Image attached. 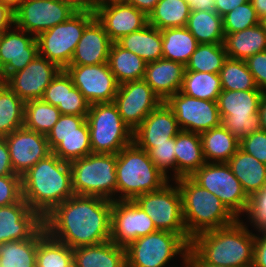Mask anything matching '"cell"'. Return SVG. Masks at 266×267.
Wrapping results in <instances>:
<instances>
[{"label":"cell","instance_id":"cell-26","mask_svg":"<svg viewBox=\"0 0 266 267\" xmlns=\"http://www.w3.org/2000/svg\"><path fill=\"white\" fill-rule=\"evenodd\" d=\"M72 251L74 267H127L126 248L111 240Z\"/></svg>","mask_w":266,"mask_h":267},{"label":"cell","instance_id":"cell-63","mask_svg":"<svg viewBox=\"0 0 266 267\" xmlns=\"http://www.w3.org/2000/svg\"><path fill=\"white\" fill-rule=\"evenodd\" d=\"M24 0H0V3L8 6L12 11H16Z\"/></svg>","mask_w":266,"mask_h":267},{"label":"cell","instance_id":"cell-52","mask_svg":"<svg viewBox=\"0 0 266 267\" xmlns=\"http://www.w3.org/2000/svg\"><path fill=\"white\" fill-rule=\"evenodd\" d=\"M245 62L257 87L266 92V50L248 57Z\"/></svg>","mask_w":266,"mask_h":267},{"label":"cell","instance_id":"cell-37","mask_svg":"<svg viewBox=\"0 0 266 267\" xmlns=\"http://www.w3.org/2000/svg\"><path fill=\"white\" fill-rule=\"evenodd\" d=\"M36 267H74L72 248L51 238L44 226L38 231Z\"/></svg>","mask_w":266,"mask_h":267},{"label":"cell","instance_id":"cell-53","mask_svg":"<svg viewBox=\"0 0 266 267\" xmlns=\"http://www.w3.org/2000/svg\"><path fill=\"white\" fill-rule=\"evenodd\" d=\"M258 230L259 236L255 234L254 255L252 267H266V232L262 228Z\"/></svg>","mask_w":266,"mask_h":267},{"label":"cell","instance_id":"cell-36","mask_svg":"<svg viewBox=\"0 0 266 267\" xmlns=\"http://www.w3.org/2000/svg\"><path fill=\"white\" fill-rule=\"evenodd\" d=\"M49 148L59 159L71 162L92 153L90 133L47 134Z\"/></svg>","mask_w":266,"mask_h":267},{"label":"cell","instance_id":"cell-21","mask_svg":"<svg viewBox=\"0 0 266 267\" xmlns=\"http://www.w3.org/2000/svg\"><path fill=\"white\" fill-rule=\"evenodd\" d=\"M94 13L112 43L148 24V16L126 2H112L97 6Z\"/></svg>","mask_w":266,"mask_h":267},{"label":"cell","instance_id":"cell-30","mask_svg":"<svg viewBox=\"0 0 266 267\" xmlns=\"http://www.w3.org/2000/svg\"><path fill=\"white\" fill-rule=\"evenodd\" d=\"M127 51H131L146 63L159 60L163 56L161 30L147 24L142 29L125 35L116 42Z\"/></svg>","mask_w":266,"mask_h":267},{"label":"cell","instance_id":"cell-54","mask_svg":"<svg viewBox=\"0 0 266 267\" xmlns=\"http://www.w3.org/2000/svg\"><path fill=\"white\" fill-rule=\"evenodd\" d=\"M6 175L18 174L13 171L7 142L4 137H0V176Z\"/></svg>","mask_w":266,"mask_h":267},{"label":"cell","instance_id":"cell-42","mask_svg":"<svg viewBox=\"0 0 266 267\" xmlns=\"http://www.w3.org/2000/svg\"><path fill=\"white\" fill-rule=\"evenodd\" d=\"M227 58L223 43L199 44L185 65V71L219 74Z\"/></svg>","mask_w":266,"mask_h":267},{"label":"cell","instance_id":"cell-25","mask_svg":"<svg viewBox=\"0 0 266 267\" xmlns=\"http://www.w3.org/2000/svg\"><path fill=\"white\" fill-rule=\"evenodd\" d=\"M185 70L186 67L182 63L160 58L146 63L143 80L165 102L181 90Z\"/></svg>","mask_w":266,"mask_h":267},{"label":"cell","instance_id":"cell-58","mask_svg":"<svg viewBox=\"0 0 266 267\" xmlns=\"http://www.w3.org/2000/svg\"><path fill=\"white\" fill-rule=\"evenodd\" d=\"M71 3L77 10L95 11L98 6V0H64Z\"/></svg>","mask_w":266,"mask_h":267},{"label":"cell","instance_id":"cell-33","mask_svg":"<svg viewBox=\"0 0 266 267\" xmlns=\"http://www.w3.org/2000/svg\"><path fill=\"white\" fill-rule=\"evenodd\" d=\"M108 65L119 84L141 80L145 75L146 62L117 43L110 46Z\"/></svg>","mask_w":266,"mask_h":267},{"label":"cell","instance_id":"cell-48","mask_svg":"<svg viewBox=\"0 0 266 267\" xmlns=\"http://www.w3.org/2000/svg\"><path fill=\"white\" fill-rule=\"evenodd\" d=\"M246 213L253 227L262 228L266 232V188L250 197Z\"/></svg>","mask_w":266,"mask_h":267},{"label":"cell","instance_id":"cell-35","mask_svg":"<svg viewBox=\"0 0 266 267\" xmlns=\"http://www.w3.org/2000/svg\"><path fill=\"white\" fill-rule=\"evenodd\" d=\"M190 12L187 0H159L148 15V24L159 30L185 27Z\"/></svg>","mask_w":266,"mask_h":267},{"label":"cell","instance_id":"cell-47","mask_svg":"<svg viewBox=\"0 0 266 267\" xmlns=\"http://www.w3.org/2000/svg\"><path fill=\"white\" fill-rule=\"evenodd\" d=\"M21 198V176H0V206H8L17 203Z\"/></svg>","mask_w":266,"mask_h":267},{"label":"cell","instance_id":"cell-50","mask_svg":"<svg viewBox=\"0 0 266 267\" xmlns=\"http://www.w3.org/2000/svg\"><path fill=\"white\" fill-rule=\"evenodd\" d=\"M239 148L266 164V132L259 130L240 140Z\"/></svg>","mask_w":266,"mask_h":267},{"label":"cell","instance_id":"cell-43","mask_svg":"<svg viewBox=\"0 0 266 267\" xmlns=\"http://www.w3.org/2000/svg\"><path fill=\"white\" fill-rule=\"evenodd\" d=\"M219 75L222 90H261L257 87L245 60L227 58Z\"/></svg>","mask_w":266,"mask_h":267},{"label":"cell","instance_id":"cell-59","mask_svg":"<svg viewBox=\"0 0 266 267\" xmlns=\"http://www.w3.org/2000/svg\"><path fill=\"white\" fill-rule=\"evenodd\" d=\"M190 4L191 10L197 11H206V10H214L215 3L214 0H187Z\"/></svg>","mask_w":266,"mask_h":267},{"label":"cell","instance_id":"cell-22","mask_svg":"<svg viewBox=\"0 0 266 267\" xmlns=\"http://www.w3.org/2000/svg\"><path fill=\"white\" fill-rule=\"evenodd\" d=\"M180 131L176 116L163 101L133 131V142L148 152L155 144L169 143Z\"/></svg>","mask_w":266,"mask_h":267},{"label":"cell","instance_id":"cell-11","mask_svg":"<svg viewBox=\"0 0 266 267\" xmlns=\"http://www.w3.org/2000/svg\"><path fill=\"white\" fill-rule=\"evenodd\" d=\"M176 186L166 183L161 189L139 195L133 201L152 219L157 230L181 235L189 244L182 214V197Z\"/></svg>","mask_w":266,"mask_h":267},{"label":"cell","instance_id":"cell-56","mask_svg":"<svg viewBox=\"0 0 266 267\" xmlns=\"http://www.w3.org/2000/svg\"><path fill=\"white\" fill-rule=\"evenodd\" d=\"M248 0H214V10L223 17L227 13L231 12L238 5L246 3Z\"/></svg>","mask_w":266,"mask_h":267},{"label":"cell","instance_id":"cell-9","mask_svg":"<svg viewBox=\"0 0 266 267\" xmlns=\"http://www.w3.org/2000/svg\"><path fill=\"white\" fill-rule=\"evenodd\" d=\"M263 90H222L217 99L221 124L239 141L261 130L259 102Z\"/></svg>","mask_w":266,"mask_h":267},{"label":"cell","instance_id":"cell-23","mask_svg":"<svg viewBox=\"0 0 266 267\" xmlns=\"http://www.w3.org/2000/svg\"><path fill=\"white\" fill-rule=\"evenodd\" d=\"M43 226V218L23 198L17 203L0 206V245L30 239Z\"/></svg>","mask_w":266,"mask_h":267},{"label":"cell","instance_id":"cell-16","mask_svg":"<svg viewBox=\"0 0 266 267\" xmlns=\"http://www.w3.org/2000/svg\"><path fill=\"white\" fill-rule=\"evenodd\" d=\"M162 102L143 79L119 84L113 101L122 120L132 131Z\"/></svg>","mask_w":266,"mask_h":267},{"label":"cell","instance_id":"cell-1","mask_svg":"<svg viewBox=\"0 0 266 267\" xmlns=\"http://www.w3.org/2000/svg\"><path fill=\"white\" fill-rule=\"evenodd\" d=\"M111 200L73 195L43 218L46 233L74 249L111 238Z\"/></svg>","mask_w":266,"mask_h":267},{"label":"cell","instance_id":"cell-3","mask_svg":"<svg viewBox=\"0 0 266 267\" xmlns=\"http://www.w3.org/2000/svg\"><path fill=\"white\" fill-rule=\"evenodd\" d=\"M255 234L240 219L234 223L197 234L190 247L208 264L252 267Z\"/></svg>","mask_w":266,"mask_h":267},{"label":"cell","instance_id":"cell-38","mask_svg":"<svg viewBox=\"0 0 266 267\" xmlns=\"http://www.w3.org/2000/svg\"><path fill=\"white\" fill-rule=\"evenodd\" d=\"M25 102L0 82V137L24 126Z\"/></svg>","mask_w":266,"mask_h":267},{"label":"cell","instance_id":"cell-20","mask_svg":"<svg viewBox=\"0 0 266 267\" xmlns=\"http://www.w3.org/2000/svg\"><path fill=\"white\" fill-rule=\"evenodd\" d=\"M4 138L9 148L13 171L20 176L52 153L45 135L24 126Z\"/></svg>","mask_w":266,"mask_h":267},{"label":"cell","instance_id":"cell-39","mask_svg":"<svg viewBox=\"0 0 266 267\" xmlns=\"http://www.w3.org/2000/svg\"><path fill=\"white\" fill-rule=\"evenodd\" d=\"M38 232L30 239L0 245V267H36Z\"/></svg>","mask_w":266,"mask_h":267},{"label":"cell","instance_id":"cell-10","mask_svg":"<svg viewBox=\"0 0 266 267\" xmlns=\"http://www.w3.org/2000/svg\"><path fill=\"white\" fill-rule=\"evenodd\" d=\"M190 244L179 234L157 230L126 247L127 267H166L177 254H187Z\"/></svg>","mask_w":266,"mask_h":267},{"label":"cell","instance_id":"cell-62","mask_svg":"<svg viewBox=\"0 0 266 267\" xmlns=\"http://www.w3.org/2000/svg\"><path fill=\"white\" fill-rule=\"evenodd\" d=\"M259 18L266 15V0H250Z\"/></svg>","mask_w":266,"mask_h":267},{"label":"cell","instance_id":"cell-12","mask_svg":"<svg viewBox=\"0 0 266 267\" xmlns=\"http://www.w3.org/2000/svg\"><path fill=\"white\" fill-rule=\"evenodd\" d=\"M191 178L216 195L237 219L247 212L250 197L227 163L206 162Z\"/></svg>","mask_w":266,"mask_h":267},{"label":"cell","instance_id":"cell-41","mask_svg":"<svg viewBox=\"0 0 266 267\" xmlns=\"http://www.w3.org/2000/svg\"><path fill=\"white\" fill-rule=\"evenodd\" d=\"M61 116L60 110L42 99L25 102L24 127L47 136Z\"/></svg>","mask_w":266,"mask_h":267},{"label":"cell","instance_id":"cell-61","mask_svg":"<svg viewBox=\"0 0 266 267\" xmlns=\"http://www.w3.org/2000/svg\"><path fill=\"white\" fill-rule=\"evenodd\" d=\"M259 117L261 130L266 132V92L263 93L259 102Z\"/></svg>","mask_w":266,"mask_h":267},{"label":"cell","instance_id":"cell-32","mask_svg":"<svg viewBox=\"0 0 266 267\" xmlns=\"http://www.w3.org/2000/svg\"><path fill=\"white\" fill-rule=\"evenodd\" d=\"M186 28L199 44L224 42L223 17L215 10H191Z\"/></svg>","mask_w":266,"mask_h":267},{"label":"cell","instance_id":"cell-18","mask_svg":"<svg viewBox=\"0 0 266 267\" xmlns=\"http://www.w3.org/2000/svg\"><path fill=\"white\" fill-rule=\"evenodd\" d=\"M38 54V42L34 35L15 25L4 31L0 34V82L22 70Z\"/></svg>","mask_w":266,"mask_h":267},{"label":"cell","instance_id":"cell-8","mask_svg":"<svg viewBox=\"0 0 266 267\" xmlns=\"http://www.w3.org/2000/svg\"><path fill=\"white\" fill-rule=\"evenodd\" d=\"M95 18L90 10H78L67 21L40 33L36 39L39 55L65 70L85 27Z\"/></svg>","mask_w":266,"mask_h":267},{"label":"cell","instance_id":"cell-19","mask_svg":"<svg viewBox=\"0 0 266 267\" xmlns=\"http://www.w3.org/2000/svg\"><path fill=\"white\" fill-rule=\"evenodd\" d=\"M61 70L38 54L22 70L10 75L4 83L24 102L41 99L46 87Z\"/></svg>","mask_w":266,"mask_h":267},{"label":"cell","instance_id":"cell-2","mask_svg":"<svg viewBox=\"0 0 266 267\" xmlns=\"http://www.w3.org/2000/svg\"><path fill=\"white\" fill-rule=\"evenodd\" d=\"M22 198L42 218L74 195L69 162L51 153L21 176Z\"/></svg>","mask_w":266,"mask_h":267},{"label":"cell","instance_id":"cell-28","mask_svg":"<svg viewBox=\"0 0 266 267\" xmlns=\"http://www.w3.org/2000/svg\"><path fill=\"white\" fill-rule=\"evenodd\" d=\"M175 157L176 179L191 177L206 163L200 134L181 130L175 137Z\"/></svg>","mask_w":266,"mask_h":267},{"label":"cell","instance_id":"cell-27","mask_svg":"<svg viewBox=\"0 0 266 267\" xmlns=\"http://www.w3.org/2000/svg\"><path fill=\"white\" fill-rule=\"evenodd\" d=\"M227 164L249 197L266 188V164L252 155L239 148Z\"/></svg>","mask_w":266,"mask_h":267},{"label":"cell","instance_id":"cell-17","mask_svg":"<svg viewBox=\"0 0 266 267\" xmlns=\"http://www.w3.org/2000/svg\"><path fill=\"white\" fill-rule=\"evenodd\" d=\"M157 231L152 219L132 200L112 202L111 238L119 246L127 247L139 237Z\"/></svg>","mask_w":266,"mask_h":267},{"label":"cell","instance_id":"cell-60","mask_svg":"<svg viewBox=\"0 0 266 267\" xmlns=\"http://www.w3.org/2000/svg\"><path fill=\"white\" fill-rule=\"evenodd\" d=\"M192 258V267H230L206 263L191 247L187 252Z\"/></svg>","mask_w":266,"mask_h":267},{"label":"cell","instance_id":"cell-4","mask_svg":"<svg viewBox=\"0 0 266 267\" xmlns=\"http://www.w3.org/2000/svg\"><path fill=\"white\" fill-rule=\"evenodd\" d=\"M182 197V214L188 236L215 230L234 223L237 218L223 202L191 177L174 180Z\"/></svg>","mask_w":266,"mask_h":267},{"label":"cell","instance_id":"cell-66","mask_svg":"<svg viewBox=\"0 0 266 267\" xmlns=\"http://www.w3.org/2000/svg\"><path fill=\"white\" fill-rule=\"evenodd\" d=\"M259 24L261 25V27L265 30L266 32V15L263 16L262 18H260L259 20Z\"/></svg>","mask_w":266,"mask_h":267},{"label":"cell","instance_id":"cell-7","mask_svg":"<svg viewBox=\"0 0 266 267\" xmlns=\"http://www.w3.org/2000/svg\"><path fill=\"white\" fill-rule=\"evenodd\" d=\"M86 121L92 153L117 154L133 143V131L122 120L113 102L91 104Z\"/></svg>","mask_w":266,"mask_h":267},{"label":"cell","instance_id":"cell-51","mask_svg":"<svg viewBox=\"0 0 266 267\" xmlns=\"http://www.w3.org/2000/svg\"><path fill=\"white\" fill-rule=\"evenodd\" d=\"M65 98V70H61L57 76L46 87L43 97V101L55 106L64 107Z\"/></svg>","mask_w":266,"mask_h":267},{"label":"cell","instance_id":"cell-6","mask_svg":"<svg viewBox=\"0 0 266 267\" xmlns=\"http://www.w3.org/2000/svg\"><path fill=\"white\" fill-rule=\"evenodd\" d=\"M69 165L74 195L117 200L116 154L91 153Z\"/></svg>","mask_w":266,"mask_h":267},{"label":"cell","instance_id":"cell-49","mask_svg":"<svg viewBox=\"0 0 266 267\" xmlns=\"http://www.w3.org/2000/svg\"><path fill=\"white\" fill-rule=\"evenodd\" d=\"M90 133L85 116L61 114L48 134Z\"/></svg>","mask_w":266,"mask_h":267},{"label":"cell","instance_id":"cell-29","mask_svg":"<svg viewBox=\"0 0 266 267\" xmlns=\"http://www.w3.org/2000/svg\"><path fill=\"white\" fill-rule=\"evenodd\" d=\"M223 45L228 58L246 60L266 50V32L257 24L236 33H225Z\"/></svg>","mask_w":266,"mask_h":267},{"label":"cell","instance_id":"cell-34","mask_svg":"<svg viewBox=\"0 0 266 267\" xmlns=\"http://www.w3.org/2000/svg\"><path fill=\"white\" fill-rule=\"evenodd\" d=\"M162 33V58L186 65L198 47L196 38L185 27L167 28Z\"/></svg>","mask_w":266,"mask_h":267},{"label":"cell","instance_id":"cell-55","mask_svg":"<svg viewBox=\"0 0 266 267\" xmlns=\"http://www.w3.org/2000/svg\"><path fill=\"white\" fill-rule=\"evenodd\" d=\"M14 25V11L0 3V34L9 30Z\"/></svg>","mask_w":266,"mask_h":267},{"label":"cell","instance_id":"cell-5","mask_svg":"<svg viewBox=\"0 0 266 267\" xmlns=\"http://www.w3.org/2000/svg\"><path fill=\"white\" fill-rule=\"evenodd\" d=\"M117 200H134L157 191L171 180L154 165L148 152L134 142L116 154Z\"/></svg>","mask_w":266,"mask_h":267},{"label":"cell","instance_id":"cell-57","mask_svg":"<svg viewBox=\"0 0 266 267\" xmlns=\"http://www.w3.org/2000/svg\"><path fill=\"white\" fill-rule=\"evenodd\" d=\"M159 0H126V3L133 5L143 11L147 16L154 9Z\"/></svg>","mask_w":266,"mask_h":267},{"label":"cell","instance_id":"cell-31","mask_svg":"<svg viewBox=\"0 0 266 267\" xmlns=\"http://www.w3.org/2000/svg\"><path fill=\"white\" fill-rule=\"evenodd\" d=\"M200 136L203 156L207 163H227L239 149L240 141L222 124L202 132Z\"/></svg>","mask_w":266,"mask_h":267},{"label":"cell","instance_id":"cell-46","mask_svg":"<svg viewBox=\"0 0 266 267\" xmlns=\"http://www.w3.org/2000/svg\"><path fill=\"white\" fill-rule=\"evenodd\" d=\"M149 158L154 165L169 179L168 170L174 171V178L176 180V157H175V137L169 139V143L155 144L153 148L148 151Z\"/></svg>","mask_w":266,"mask_h":267},{"label":"cell","instance_id":"cell-65","mask_svg":"<svg viewBox=\"0 0 266 267\" xmlns=\"http://www.w3.org/2000/svg\"><path fill=\"white\" fill-rule=\"evenodd\" d=\"M112 2H126V0H98V6L105 5Z\"/></svg>","mask_w":266,"mask_h":267},{"label":"cell","instance_id":"cell-24","mask_svg":"<svg viewBox=\"0 0 266 267\" xmlns=\"http://www.w3.org/2000/svg\"><path fill=\"white\" fill-rule=\"evenodd\" d=\"M112 42L96 17L85 27L76 45L70 65H97L108 63Z\"/></svg>","mask_w":266,"mask_h":267},{"label":"cell","instance_id":"cell-15","mask_svg":"<svg viewBox=\"0 0 266 267\" xmlns=\"http://www.w3.org/2000/svg\"><path fill=\"white\" fill-rule=\"evenodd\" d=\"M65 71L73 85L83 94L88 103H111L119 88L108 63L97 65H69Z\"/></svg>","mask_w":266,"mask_h":267},{"label":"cell","instance_id":"cell-44","mask_svg":"<svg viewBox=\"0 0 266 267\" xmlns=\"http://www.w3.org/2000/svg\"><path fill=\"white\" fill-rule=\"evenodd\" d=\"M259 20L252 2L248 0L223 16L224 33H236L253 27L259 24Z\"/></svg>","mask_w":266,"mask_h":267},{"label":"cell","instance_id":"cell-13","mask_svg":"<svg viewBox=\"0 0 266 267\" xmlns=\"http://www.w3.org/2000/svg\"><path fill=\"white\" fill-rule=\"evenodd\" d=\"M78 10L64 0H24L14 12V25L37 37L67 21Z\"/></svg>","mask_w":266,"mask_h":267},{"label":"cell","instance_id":"cell-45","mask_svg":"<svg viewBox=\"0 0 266 267\" xmlns=\"http://www.w3.org/2000/svg\"><path fill=\"white\" fill-rule=\"evenodd\" d=\"M90 104L83 94L73 85L71 77L65 71L64 107H57L61 114L87 116Z\"/></svg>","mask_w":266,"mask_h":267},{"label":"cell","instance_id":"cell-40","mask_svg":"<svg viewBox=\"0 0 266 267\" xmlns=\"http://www.w3.org/2000/svg\"><path fill=\"white\" fill-rule=\"evenodd\" d=\"M182 93L203 100L217 101L222 92L219 74L185 71Z\"/></svg>","mask_w":266,"mask_h":267},{"label":"cell","instance_id":"cell-14","mask_svg":"<svg viewBox=\"0 0 266 267\" xmlns=\"http://www.w3.org/2000/svg\"><path fill=\"white\" fill-rule=\"evenodd\" d=\"M165 102L172 109L182 131L201 134L221 125L217 101L194 98L178 91Z\"/></svg>","mask_w":266,"mask_h":267},{"label":"cell","instance_id":"cell-64","mask_svg":"<svg viewBox=\"0 0 266 267\" xmlns=\"http://www.w3.org/2000/svg\"><path fill=\"white\" fill-rule=\"evenodd\" d=\"M181 259H183V267H192V258L188 253L182 256Z\"/></svg>","mask_w":266,"mask_h":267}]
</instances>
